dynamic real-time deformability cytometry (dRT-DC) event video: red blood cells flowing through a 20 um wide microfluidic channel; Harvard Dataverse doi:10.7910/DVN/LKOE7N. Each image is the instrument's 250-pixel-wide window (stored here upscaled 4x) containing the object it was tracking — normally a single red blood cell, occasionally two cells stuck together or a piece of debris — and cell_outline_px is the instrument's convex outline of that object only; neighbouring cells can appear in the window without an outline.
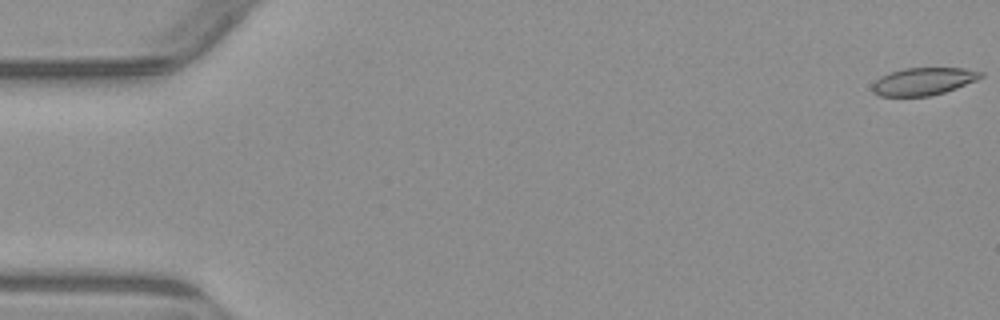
{"species": "common noctule bat (a hibernating species)", "species_latin": "Nyctalus noctula", "temperature_condition": "warm", "stored_images_in_passage": 4, "camera_frame_rate_fps": 3000, "um_per_image_px": 0.085, "animal": {"sex": "male", "body_mass_g": 23.1, "forearm_length_mm": 52.7}, "frame": {"image": 1, "passage_image": 1, "time_ms": 0.0, "image_size_px": [1000, 320], "cell_outline_px": [[984, 76], [976, 80], [956, 88], [944, 92], [928, 96], [880, 96], [872, 92], [872, 84], [880, 76], [904, 68], [964, 68], [984, 72]], "centroid_in_image_um": [78.49, 6.91], "position_along_channel_um": 6.5, "area_um2": 17.34}}
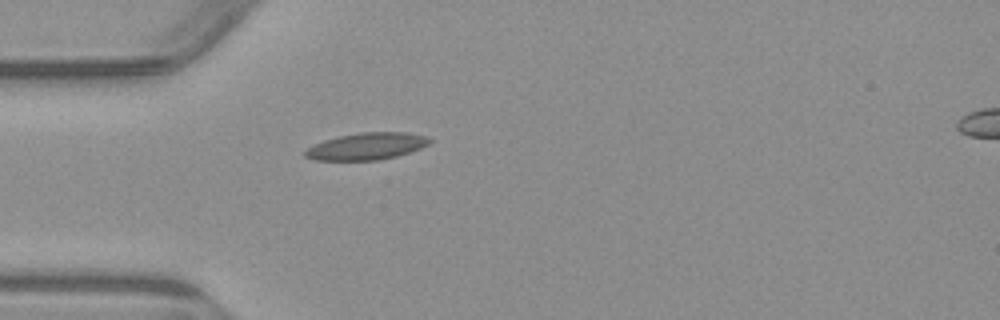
{"frame": {"image": 2, "passage_image": 4, "time_ms": 5.0, "image_size_px": [1000, 320], "cell_outline_px": [[432, 140], [428, 144], [420, 148], [396, 156], [376, 160], [316, 160], [304, 156], [304, 152], [308, 148], [324, 140], [340, 136], [360, 132], [408, 132], [428, 136]], "centroid_in_image_um": [31.19, 12.42], "position_along_channel_um": 53.8, "area_um2": 19.36}}